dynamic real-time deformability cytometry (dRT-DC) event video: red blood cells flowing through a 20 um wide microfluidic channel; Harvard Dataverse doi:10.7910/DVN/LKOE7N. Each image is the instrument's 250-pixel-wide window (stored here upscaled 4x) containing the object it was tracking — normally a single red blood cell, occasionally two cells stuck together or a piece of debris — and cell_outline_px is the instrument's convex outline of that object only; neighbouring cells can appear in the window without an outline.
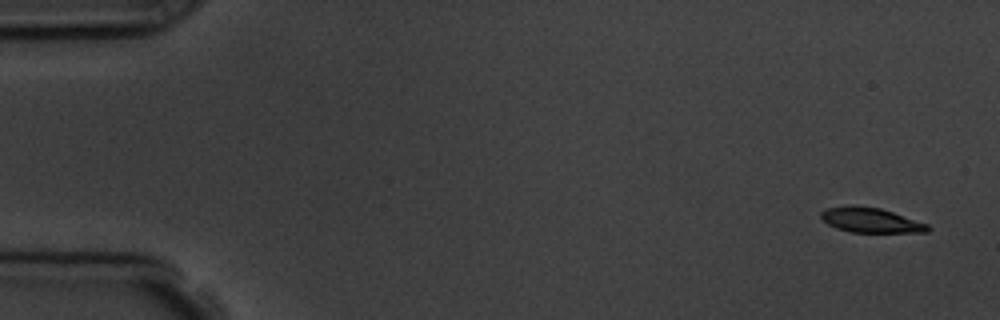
{"species": "common noctule bat (a hibernating species)", "species_latin": "Nyctalus noctula", "temperature_condition": "room temperature", "stored_images_in_passage": 4, "camera_frame_rate_fps": 3000, "um_per_image_px": 0.085, "animal": {"sex": "male", "body_mass_g": 19.5, "forearm_length_mm": 54.6}, "frame": {"image": 1, "passage_image": 1, "time_ms": 0.0, "image_size_px": [1000, 320], "cell_outline_px": [[932, 228], [928, 232], [852, 232], [836, 228], [828, 224], [820, 216], [820, 212], [828, 208], [852, 204], [880, 208], [928, 224]], "centroid_in_image_um": [74.01, 18.71], "position_along_channel_um": 11.0, "area_um2": 15.43}}
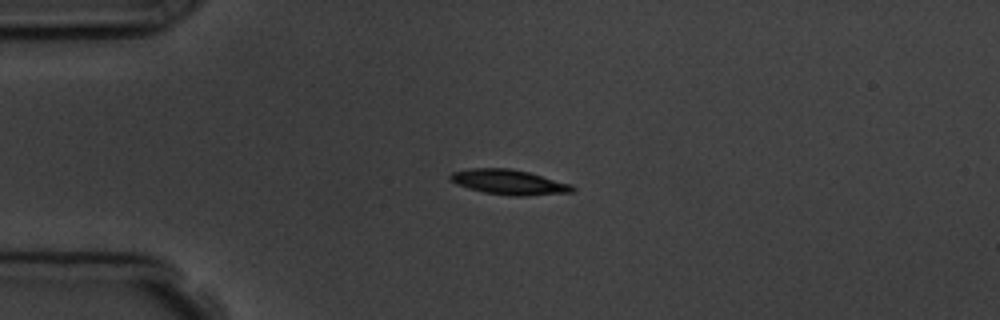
{"frame": {"image": 2, "passage_image": 4, "time_ms": 3.667, "image_size_px": [1000, 320], "cell_outline_px": [[576, 188], [572, 192], [524, 196], [512, 196], [484, 192], [468, 188], [456, 184], [448, 176], [452, 172], [472, 168], [512, 168], [528, 172], [572, 184]], "centroid_in_image_um": [43.27, 15.48], "position_along_channel_um": 41.7, "area_um2": 17.74}}